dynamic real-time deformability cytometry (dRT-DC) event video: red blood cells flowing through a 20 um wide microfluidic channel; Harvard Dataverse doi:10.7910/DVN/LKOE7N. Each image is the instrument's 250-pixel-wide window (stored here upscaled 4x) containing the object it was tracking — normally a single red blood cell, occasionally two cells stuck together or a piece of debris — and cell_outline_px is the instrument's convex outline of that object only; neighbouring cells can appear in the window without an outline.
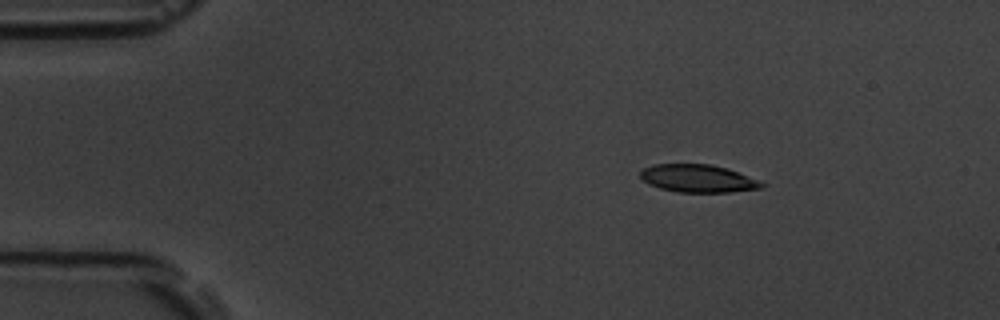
{"species": "common noctule bat (a hibernating species)", "species_latin": "Nyctalus noctula", "temperature_condition": "room temperature", "stored_images_in_passage": 5, "segment_of_instrument_passage": [1, 2], "camera_frame_rate_fps": 3000, "um_per_image_px": 0.085, "animal": {"sex": "male", "body_mass_g": 19.5, "forearm_length_mm": 54.6}, "frame": {"image": 1, "passage_image": 2, "time_ms": 0.333, "image_size_px": [1000, 320], "cell_outline_px": [[768, 184], [764, 188], [728, 192], [680, 192], [660, 188], [648, 184], [640, 176], [640, 172], [644, 168], [652, 164], [708, 164], [724, 168], [736, 172]], "centroid_in_image_um": [59.32, 15.17], "position_along_channel_um": 25.7, "area_um2": 19.42}}